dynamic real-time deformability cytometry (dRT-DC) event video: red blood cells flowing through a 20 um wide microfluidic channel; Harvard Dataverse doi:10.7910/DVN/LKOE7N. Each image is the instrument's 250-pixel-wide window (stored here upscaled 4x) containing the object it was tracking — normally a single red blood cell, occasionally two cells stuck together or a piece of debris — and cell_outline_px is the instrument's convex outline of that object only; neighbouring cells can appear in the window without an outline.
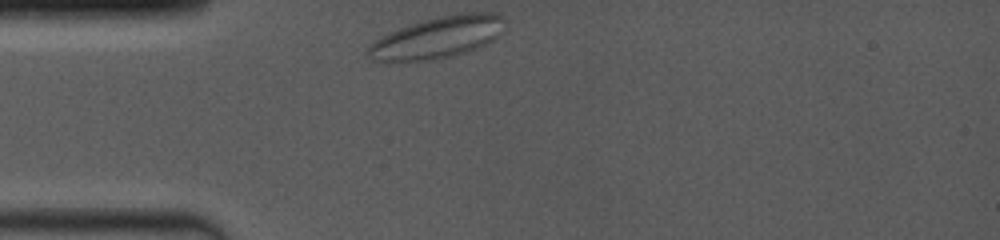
{"species": "common noctule bat (a hibernating species)", "species_latin": "Nyctalus noctula", "temperature_condition": "room temperature", "stored_images_in_passage": 38, "camera_frame_rate_fps": 4000, "um_per_image_px": 0.085, "animal": {"sex": "female", "body_mass_g": 19.0, "forearm_length_mm": 53.3}, "frame": {"image": 1, "passage_image": 1, "time_ms": 0.0, "image_size_px": [1000, 240], "cell_outline_px": [[508, 28], [488, 44], [452, 56], [432, 60], [372, 60], [368, 56], [368, 44], [372, 40], [380, 36], [400, 28], [424, 20], [440, 16], [464, 12], [496, 12], [504, 16]], "centroid_in_image_um": [37.28, 3.15], "position_along_channel_um": 47.7, "area_um2": 33.35}}
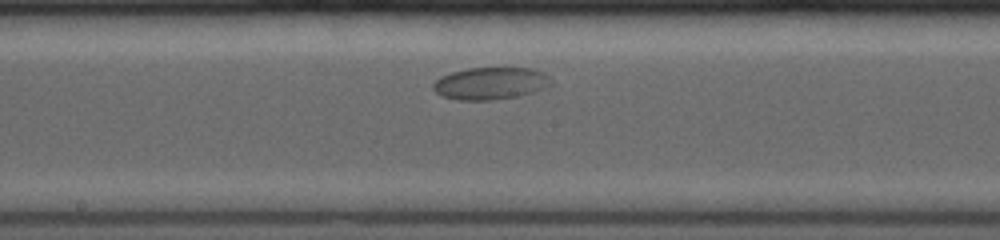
{"frame": {"image": 2, "passage_image": 21, "time_ms": 4.75, "image_size_px": [1000, 240], "cell_outline_px": [[552, 84], [544, 88], [520, 96], [492, 100], [456, 100], [440, 96], [432, 88], [432, 84], [440, 76], [452, 72], [468, 68], [532, 68], [544, 72], [552, 80]], "centroid_in_image_um": [41.68, 7.09], "position_along_channel_um": 206.5, "area_um2": 22.37}}
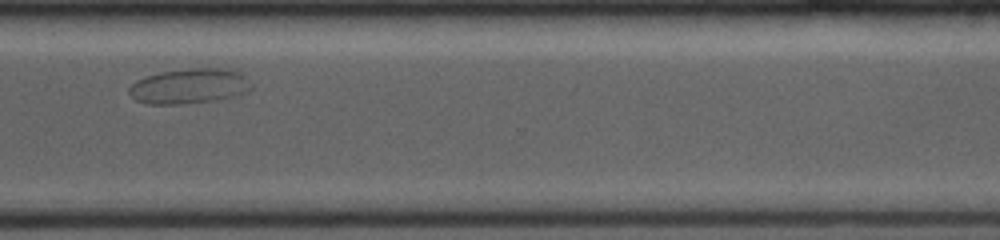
{"frame": {"image": 3, "passage_image": 37, "time_ms": 8.75, "image_size_px": [1000, 240], "cell_outline_px": [[252, 88], [248, 92], [220, 100], [184, 104], [148, 104], [136, 100], [128, 92], [128, 88], [136, 80], [144, 76], [160, 72], [188, 68], [236, 68], [248, 76], [252, 84]], "centroid_in_image_um": [16.17, 7.31], "position_along_channel_um": 354.4, "area_um2": 25.78}}